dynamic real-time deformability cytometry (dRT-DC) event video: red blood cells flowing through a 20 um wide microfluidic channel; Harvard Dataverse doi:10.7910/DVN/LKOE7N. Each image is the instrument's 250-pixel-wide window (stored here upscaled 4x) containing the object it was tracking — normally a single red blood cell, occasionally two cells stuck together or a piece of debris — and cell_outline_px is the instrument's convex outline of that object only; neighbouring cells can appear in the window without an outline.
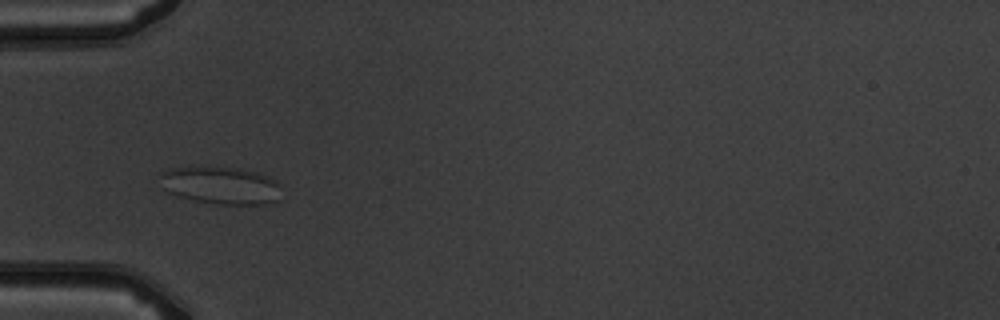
{"species": "common noctule bat (a hibernating species)", "species_latin": "Nyctalus noctula", "temperature_condition": "warm", "stored_images_in_passage": 6, "camera_frame_rate_fps": 3000, "um_per_image_px": 0.085, "animal": {"sex": "male", "body_mass_g": 19.5, "forearm_length_mm": 54.6}, "frame": {"image": 1, "passage_image": 4, "time_ms": 3.333, "image_size_px": [1000, 320], "cell_outline_px": [[280, 200], [264, 204], [216, 204], [192, 200], [168, 192], [164, 188], [160, 176], [160, 172], [172, 168], [240, 168], [256, 172], [268, 176], [276, 180], [280, 184]], "centroid_in_image_um": [18.82, 15.77], "position_along_channel_um": 66.2, "area_um2": 26.3}}
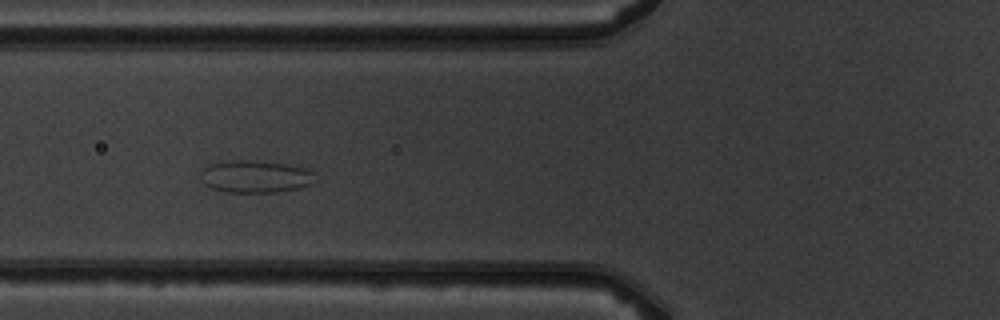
{"frame": {"image": 2, "passage_image": 5, "time_ms": 4.333, "image_size_px": [1000, 320], "cell_outline_px": [[312, 184], [300, 188], [276, 192], [224, 192], [212, 188], [204, 184], [200, 180], [200, 172], [208, 164], [236, 160], [252, 160], [284, 164], [308, 168], [312, 172]], "centroid_in_image_um": [21.66, 15.01], "position_along_channel_um": 104.1, "area_um2": 21.56}}
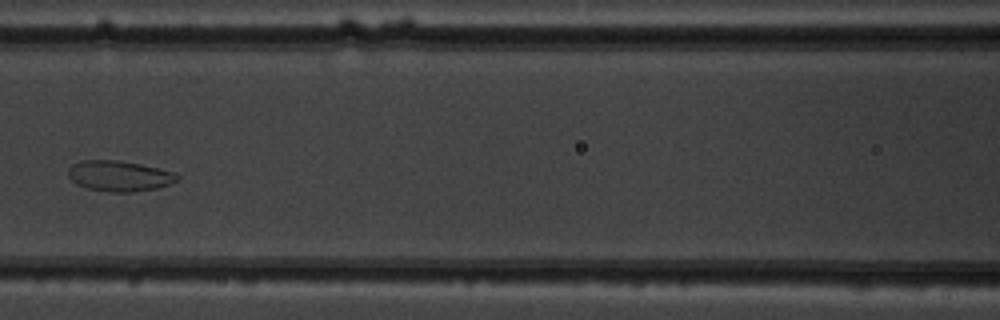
{"frame": {"image": 3, "passage_image": 6, "time_ms": 5.667, "image_size_px": [1000, 320], "cell_outline_px": [[180, 180], [156, 188], [132, 192], [108, 192], [88, 188], [76, 184], [68, 176], [68, 168], [72, 164], [80, 160], [116, 160], [140, 164], [172, 172], [180, 176]], "centroid_in_image_um": [10.1, 14.95], "position_along_channel_um": 156.5, "area_um2": 19.36}}